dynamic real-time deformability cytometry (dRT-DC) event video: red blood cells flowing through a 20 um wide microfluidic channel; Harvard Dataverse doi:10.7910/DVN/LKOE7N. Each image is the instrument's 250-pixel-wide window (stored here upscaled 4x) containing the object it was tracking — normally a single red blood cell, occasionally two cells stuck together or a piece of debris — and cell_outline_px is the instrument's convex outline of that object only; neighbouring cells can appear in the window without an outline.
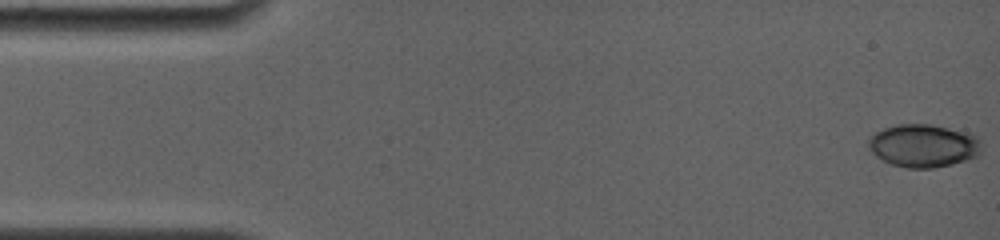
{"species": "common noctule bat (a hibernating species)", "species_latin": "Nyctalus noctula", "temperature_condition": "room temperature", "stored_images_in_passage": 108, "camera_frame_rate_fps": 4000, "um_per_image_px": 0.085, "animal": {"sex": "female", "body_mass_g": 19.0, "forearm_length_mm": 56.7}, "frame": {"image": 1, "passage_image": 1, "time_ms": 0.0, "image_size_px": [1000, 240], "cell_outline_px": [[980, 152], [976, 156], [952, 164], [932, 168], [908, 168], [892, 164], [876, 156], [868, 148], [868, 136], [884, 128], [896, 124], [932, 124], [972, 132], [980, 140]], "centroid_in_image_um": [78.49, 12.36], "position_along_channel_um": 6.5, "area_um2": 28.5}}
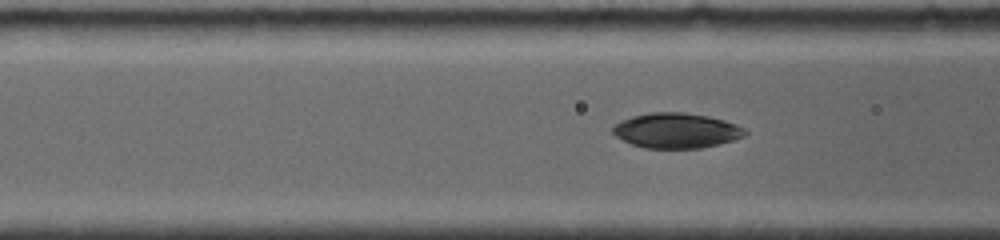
{"frame": {"image": 2, "passage_image": 45, "time_ms": 6.0, "image_size_px": [1000, 240], "cell_outline_px": [[748, 132], [744, 136], [720, 144], [700, 148], [644, 148], [632, 144], [616, 136], [612, 132], [612, 128], [620, 120], [632, 116], [652, 112], [684, 112], [708, 116], [724, 120], [736, 124], [744, 128]], "centroid_in_image_um": [57.49, 11.09], "position_along_channel_um": 109.1, "area_um2": 27.05}}
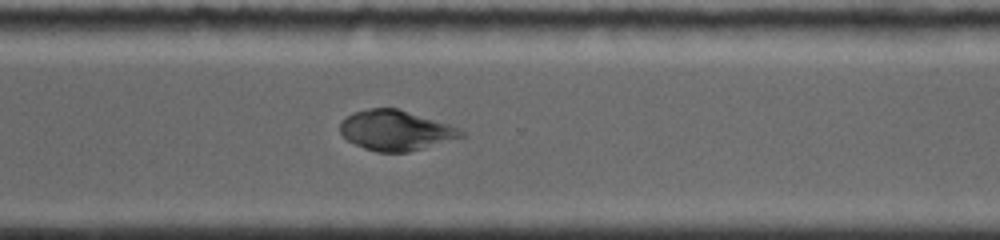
{"frame": {"image": 3, "passage_image": 87, "time_ms": 12.0, "image_size_px": [1000, 240], "cell_outline_px": [[468, 136], [408, 152], [376, 152], [364, 148], [348, 140], [340, 132], [340, 124], [352, 112], [368, 108], [396, 108], [448, 124], [460, 128]], "centroid_in_image_um": [33.66, 11.09], "position_along_channel_um": 336.9, "area_um2": 28.15}, "authors_computed_cell_mechanics": {"area_um2": 27.6862, "velocity_mm_per_s": 3.8043, "shape_relaxation_time_tau1_ms": 2.5521, "shape_relaxation_time_tau2_ms": 2.3805, "deformation_change_tau1": 0.0856, "deformation_change_tau2": 0.0433}}